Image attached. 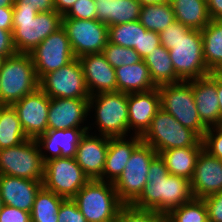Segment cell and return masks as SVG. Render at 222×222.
<instances>
[{"label":"cell","mask_w":222,"mask_h":222,"mask_svg":"<svg viewBox=\"0 0 222 222\" xmlns=\"http://www.w3.org/2000/svg\"><path fill=\"white\" fill-rule=\"evenodd\" d=\"M13 8L35 9L37 12L56 11L53 0H15Z\"/></svg>","instance_id":"f6af8a7d"},{"label":"cell","mask_w":222,"mask_h":222,"mask_svg":"<svg viewBox=\"0 0 222 222\" xmlns=\"http://www.w3.org/2000/svg\"><path fill=\"white\" fill-rule=\"evenodd\" d=\"M175 18L184 26L202 30L210 23L206 0H171Z\"/></svg>","instance_id":"83f0119b"},{"label":"cell","mask_w":222,"mask_h":222,"mask_svg":"<svg viewBox=\"0 0 222 222\" xmlns=\"http://www.w3.org/2000/svg\"><path fill=\"white\" fill-rule=\"evenodd\" d=\"M201 34L205 64L212 72L222 64V20H211Z\"/></svg>","instance_id":"4dcf8cb0"},{"label":"cell","mask_w":222,"mask_h":222,"mask_svg":"<svg viewBox=\"0 0 222 222\" xmlns=\"http://www.w3.org/2000/svg\"><path fill=\"white\" fill-rule=\"evenodd\" d=\"M95 0H77L62 19H96Z\"/></svg>","instance_id":"f35d334b"},{"label":"cell","mask_w":222,"mask_h":222,"mask_svg":"<svg viewBox=\"0 0 222 222\" xmlns=\"http://www.w3.org/2000/svg\"><path fill=\"white\" fill-rule=\"evenodd\" d=\"M142 142L152 146L157 153L187 146H203L202 139L184 127L170 113L160 108L149 128L141 136Z\"/></svg>","instance_id":"8992f818"},{"label":"cell","mask_w":222,"mask_h":222,"mask_svg":"<svg viewBox=\"0 0 222 222\" xmlns=\"http://www.w3.org/2000/svg\"><path fill=\"white\" fill-rule=\"evenodd\" d=\"M89 115V98H50L48 130L89 128L81 124Z\"/></svg>","instance_id":"2e32d148"},{"label":"cell","mask_w":222,"mask_h":222,"mask_svg":"<svg viewBox=\"0 0 222 222\" xmlns=\"http://www.w3.org/2000/svg\"><path fill=\"white\" fill-rule=\"evenodd\" d=\"M77 0H53L56 12L64 16Z\"/></svg>","instance_id":"681fc988"},{"label":"cell","mask_w":222,"mask_h":222,"mask_svg":"<svg viewBox=\"0 0 222 222\" xmlns=\"http://www.w3.org/2000/svg\"><path fill=\"white\" fill-rule=\"evenodd\" d=\"M217 96L221 112V126H222V81H220L218 78H217Z\"/></svg>","instance_id":"f907efd6"},{"label":"cell","mask_w":222,"mask_h":222,"mask_svg":"<svg viewBox=\"0 0 222 222\" xmlns=\"http://www.w3.org/2000/svg\"><path fill=\"white\" fill-rule=\"evenodd\" d=\"M202 149L203 146H187L168 149L158 154L164 160L170 175L181 176L191 180Z\"/></svg>","instance_id":"4316f807"},{"label":"cell","mask_w":222,"mask_h":222,"mask_svg":"<svg viewBox=\"0 0 222 222\" xmlns=\"http://www.w3.org/2000/svg\"><path fill=\"white\" fill-rule=\"evenodd\" d=\"M28 139H37L48 130L50 97L40 88L12 104Z\"/></svg>","instance_id":"9a60e30c"},{"label":"cell","mask_w":222,"mask_h":222,"mask_svg":"<svg viewBox=\"0 0 222 222\" xmlns=\"http://www.w3.org/2000/svg\"><path fill=\"white\" fill-rule=\"evenodd\" d=\"M96 20L108 27L139 20L142 5L137 0H95Z\"/></svg>","instance_id":"d4e9b609"},{"label":"cell","mask_w":222,"mask_h":222,"mask_svg":"<svg viewBox=\"0 0 222 222\" xmlns=\"http://www.w3.org/2000/svg\"><path fill=\"white\" fill-rule=\"evenodd\" d=\"M65 198L42 187L36 194L31 222H58V210Z\"/></svg>","instance_id":"d6a6232c"},{"label":"cell","mask_w":222,"mask_h":222,"mask_svg":"<svg viewBox=\"0 0 222 222\" xmlns=\"http://www.w3.org/2000/svg\"><path fill=\"white\" fill-rule=\"evenodd\" d=\"M209 222H222V191L203 198Z\"/></svg>","instance_id":"b9f144b4"},{"label":"cell","mask_w":222,"mask_h":222,"mask_svg":"<svg viewBox=\"0 0 222 222\" xmlns=\"http://www.w3.org/2000/svg\"><path fill=\"white\" fill-rule=\"evenodd\" d=\"M39 88L50 98H90L78 58L44 75Z\"/></svg>","instance_id":"4fadbf2b"},{"label":"cell","mask_w":222,"mask_h":222,"mask_svg":"<svg viewBox=\"0 0 222 222\" xmlns=\"http://www.w3.org/2000/svg\"><path fill=\"white\" fill-rule=\"evenodd\" d=\"M191 190L194 198L203 199L222 191V160L202 149L199 153Z\"/></svg>","instance_id":"e0dca14e"},{"label":"cell","mask_w":222,"mask_h":222,"mask_svg":"<svg viewBox=\"0 0 222 222\" xmlns=\"http://www.w3.org/2000/svg\"><path fill=\"white\" fill-rule=\"evenodd\" d=\"M0 29L13 32V7H0Z\"/></svg>","instance_id":"7dc6e473"},{"label":"cell","mask_w":222,"mask_h":222,"mask_svg":"<svg viewBox=\"0 0 222 222\" xmlns=\"http://www.w3.org/2000/svg\"><path fill=\"white\" fill-rule=\"evenodd\" d=\"M15 0H0V7H13Z\"/></svg>","instance_id":"db71d44e"},{"label":"cell","mask_w":222,"mask_h":222,"mask_svg":"<svg viewBox=\"0 0 222 222\" xmlns=\"http://www.w3.org/2000/svg\"><path fill=\"white\" fill-rule=\"evenodd\" d=\"M90 180L74 157H59L44 162L43 187L65 199H72Z\"/></svg>","instance_id":"8fae6325"},{"label":"cell","mask_w":222,"mask_h":222,"mask_svg":"<svg viewBox=\"0 0 222 222\" xmlns=\"http://www.w3.org/2000/svg\"><path fill=\"white\" fill-rule=\"evenodd\" d=\"M189 28L178 22L171 23L166 29L159 33L161 45L166 49H172L174 44Z\"/></svg>","instance_id":"60d3db41"},{"label":"cell","mask_w":222,"mask_h":222,"mask_svg":"<svg viewBox=\"0 0 222 222\" xmlns=\"http://www.w3.org/2000/svg\"><path fill=\"white\" fill-rule=\"evenodd\" d=\"M27 139L13 106L0 105V150L18 146Z\"/></svg>","instance_id":"f546056e"},{"label":"cell","mask_w":222,"mask_h":222,"mask_svg":"<svg viewBox=\"0 0 222 222\" xmlns=\"http://www.w3.org/2000/svg\"><path fill=\"white\" fill-rule=\"evenodd\" d=\"M101 53L114 69L122 65H132L143 60L133 48L114 45L110 42H107Z\"/></svg>","instance_id":"d590c367"},{"label":"cell","mask_w":222,"mask_h":222,"mask_svg":"<svg viewBox=\"0 0 222 222\" xmlns=\"http://www.w3.org/2000/svg\"><path fill=\"white\" fill-rule=\"evenodd\" d=\"M194 100L199 118L207 127L221 126V112L217 96V77L211 72L191 80Z\"/></svg>","instance_id":"ffe728a7"},{"label":"cell","mask_w":222,"mask_h":222,"mask_svg":"<svg viewBox=\"0 0 222 222\" xmlns=\"http://www.w3.org/2000/svg\"><path fill=\"white\" fill-rule=\"evenodd\" d=\"M149 68L150 77L153 83L158 87L163 84L178 83L181 80L175 73L169 50L160 45L144 59Z\"/></svg>","instance_id":"f1b7e54d"},{"label":"cell","mask_w":222,"mask_h":222,"mask_svg":"<svg viewBox=\"0 0 222 222\" xmlns=\"http://www.w3.org/2000/svg\"><path fill=\"white\" fill-rule=\"evenodd\" d=\"M167 218L168 222H209L205 202L198 198L172 209Z\"/></svg>","instance_id":"e575fe53"},{"label":"cell","mask_w":222,"mask_h":222,"mask_svg":"<svg viewBox=\"0 0 222 222\" xmlns=\"http://www.w3.org/2000/svg\"><path fill=\"white\" fill-rule=\"evenodd\" d=\"M89 131V128L47 130L36 139L43 162L62 156L75 157L80 138ZM42 149H46L49 154L52 153L51 156H47Z\"/></svg>","instance_id":"603a6c76"},{"label":"cell","mask_w":222,"mask_h":222,"mask_svg":"<svg viewBox=\"0 0 222 222\" xmlns=\"http://www.w3.org/2000/svg\"><path fill=\"white\" fill-rule=\"evenodd\" d=\"M144 28L160 33L176 21L170 1L162 4L144 5L138 20Z\"/></svg>","instance_id":"1f68e13d"},{"label":"cell","mask_w":222,"mask_h":222,"mask_svg":"<svg viewBox=\"0 0 222 222\" xmlns=\"http://www.w3.org/2000/svg\"><path fill=\"white\" fill-rule=\"evenodd\" d=\"M78 59L90 96L102 92H117L115 69L102 53L87 54Z\"/></svg>","instance_id":"d6986e66"},{"label":"cell","mask_w":222,"mask_h":222,"mask_svg":"<svg viewBox=\"0 0 222 222\" xmlns=\"http://www.w3.org/2000/svg\"><path fill=\"white\" fill-rule=\"evenodd\" d=\"M43 182L14 176L0 175V196L3 205L32 211L36 194Z\"/></svg>","instance_id":"7402d4cb"},{"label":"cell","mask_w":222,"mask_h":222,"mask_svg":"<svg viewBox=\"0 0 222 222\" xmlns=\"http://www.w3.org/2000/svg\"><path fill=\"white\" fill-rule=\"evenodd\" d=\"M158 91L161 108L202 139L208 128L199 118L191 80L163 84L158 86Z\"/></svg>","instance_id":"52a82bcc"},{"label":"cell","mask_w":222,"mask_h":222,"mask_svg":"<svg viewBox=\"0 0 222 222\" xmlns=\"http://www.w3.org/2000/svg\"><path fill=\"white\" fill-rule=\"evenodd\" d=\"M16 53L12 32L0 29V60Z\"/></svg>","instance_id":"bcb514c9"},{"label":"cell","mask_w":222,"mask_h":222,"mask_svg":"<svg viewBox=\"0 0 222 222\" xmlns=\"http://www.w3.org/2000/svg\"><path fill=\"white\" fill-rule=\"evenodd\" d=\"M157 154L144 142L133 150L124 171L113 183L117 197L124 205H131L143 192L151 161Z\"/></svg>","instance_id":"9c48e42d"},{"label":"cell","mask_w":222,"mask_h":222,"mask_svg":"<svg viewBox=\"0 0 222 222\" xmlns=\"http://www.w3.org/2000/svg\"><path fill=\"white\" fill-rule=\"evenodd\" d=\"M39 88L29 53H15L0 60V105H12Z\"/></svg>","instance_id":"3957f363"},{"label":"cell","mask_w":222,"mask_h":222,"mask_svg":"<svg viewBox=\"0 0 222 222\" xmlns=\"http://www.w3.org/2000/svg\"><path fill=\"white\" fill-rule=\"evenodd\" d=\"M203 149L222 160V126L209 127L203 138Z\"/></svg>","instance_id":"74e56055"},{"label":"cell","mask_w":222,"mask_h":222,"mask_svg":"<svg viewBox=\"0 0 222 222\" xmlns=\"http://www.w3.org/2000/svg\"><path fill=\"white\" fill-rule=\"evenodd\" d=\"M160 108L158 87L145 92L128 93L129 131L132 129L134 135L142 136Z\"/></svg>","instance_id":"44dd1931"},{"label":"cell","mask_w":222,"mask_h":222,"mask_svg":"<svg viewBox=\"0 0 222 222\" xmlns=\"http://www.w3.org/2000/svg\"><path fill=\"white\" fill-rule=\"evenodd\" d=\"M75 58L101 53L108 42V26L96 19H62Z\"/></svg>","instance_id":"7c38bea8"},{"label":"cell","mask_w":222,"mask_h":222,"mask_svg":"<svg viewBox=\"0 0 222 222\" xmlns=\"http://www.w3.org/2000/svg\"><path fill=\"white\" fill-rule=\"evenodd\" d=\"M58 222H87L72 199H65L58 210Z\"/></svg>","instance_id":"ab89813d"},{"label":"cell","mask_w":222,"mask_h":222,"mask_svg":"<svg viewBox=\"0 0 222 222\" xmlns=\"http://www.w3.org/2000/svg\"><path fill=\"white\" fill-rule=\"evenodd\" d=\"M212 73L220 80L222 81V64L219 65L216 69L212 71Z\"/></svg>","instance_id":"f5cc1de1"},{"label":"cell","mask_w":222,"mask_h":222,"mask_svg":"<svg viewBox=\"0 0 222 222\" xmlns=\"http://www.w3.org/2000/svg\"><path fill=\"white\" fill-rule=\"evenodd\" d=\"M210 20H222V0H206Z\"/></svg>","instance_id":"c3c4849f"},{"label":"cell","mask_w":222,"mask_h":222,"mask_svg":"<svg viewBox=\"0 0 222 222\" xmlns=\"http://www.w3.org/2000/svg\"><path fill=\"white\" fill-rule=\"evenodd\" d=\"M109 138V146L101 181L114 183L124 171L133 150L142 142L141 136Z\"/></svg>","instance_id":"cb8c5ba5"},{"label":"cell","mask_w":222,"mask_h":222,"mask_svg":"<svg viewBox=\"0 0 222 222\" xmlns=\"http://www.w3.org/2000/svg\"><path fill=\"white\" fill-rule=\"evenodd\" d=\"M87 222H116L124 205L113 183L98 179L89 180L72 198Z\"/></svg>","instance_id":"277c9868"},{"label":"cell","mask_w":222,"mask_h":222,"mask_svg":"<svg viewBox=\"0 0 222 222\" xmlns=\"http://www.w3.org/2000/svg\"><path fill=\"white\" fill-rule=\"evenodd\" d=\"M30 55L39 80L75 59L67 32L63 27L44 39Z\"/></svg>","instance_id":"5bb4252c"},{"label":"cell","mask_w":222,"mask_h":222,"mask_svg":"<svg viewBox=\"0 0 222 222\" xmlns=\"http://www.w3.org/2000/svg\"><path fill=\"white\" fill-rule=\"evenodd\" d=\"M0 175L43 182L44 162L36 139L0 150Z\"/></svg>","instance_id":"30bf717a"},{"label":"cell","mask_w":222,"mask_h":222,"mask_svg":"<svg viewBox=\"0 0 222 222\" xmlns=\"http://www.w3.org/2000/svg\"><path fill=\"white\" fill-rule=\"evenodd\" d=\"M115 75L119 92H145L157 87L150 77L149 68L144 60L116 68Z\"/></svg>","instance_id":"484cf974"},{"label":"cell","mask_w":222,"mask_h":222,"mask_svg":"<svg viewBox=\"0 0 222 222\" xmlns=\"http://www.w3.org/2000/svg\"><path fill=\"white\" fill-rule=\"evenodd\" d=\"M142 6L152 4H162L168 2V0H137Z\"/></svg>","instance_id":"816d5d0a"},{"label":"cell","mask_w":222,"mask_h":222,"mask_svg":"<svg viewBox=\"0 0 222 222\" xmlns=\"http://www.w3.org/2000/svg\"><path fill=\"white\" fill-rule=\"evenodd\" d=\"M193 198L190 180L170 175L164 160L157 154L151 161L143 192L131 205L168 214Z\"/></svg>","instance_id":"6da1fadb"},{"label":"cell","mask_w":222,"mask_h":222,"mask_svg":"<svg viewBox=\"0 0 222 222\" xmlns=\"http://www.w3.org/2000/svg\"><path fill=\"white\" fill-rule=\"evenodd\" d=\"M141 31H147V29L138 20L109 26L108 42L133 48L140 55Z\"/></svg>","instance_id":"836d02e7"},{"label":"cell","mask_w":222,"mask_h":222,"mask_svg":"<svg viewBox=\"0 0 222 222\" xmlns=\"http://www.w3.org/2000/svg\"><path fill=\"white\" fill-rule=\"evenodd\" d=\"M91 109H95L96 121L93 124L96 123L99 135L109 138L128 136V93L117 91L92 95L89 113Z\"/></svg>","instance_id":"5b68a950"},{"label":"cell","mask_w":222,"mask_h":222,"mask_svg":"<svg viewBox=\"0 0 222 222\" xmlns=\"http://www.w3.org/2000/svg\"><path fill=\"white\" fill-rule=\"evenodd\" d=\"M2 200H1V196H0V210H1V207H2Z\"/></svg>","instance_id":"11a10c76"},{"label":"cell","mask_w":222,"mask_h":222,"mask_svg":"<svg viewBox=\"0 0 222 222\" xmlns=\"http://www.w3.org/2000/svg\"><path fill=\"white\" fill-rule=\"evenodd\" d=\"M0 222H31V213L9 205H2Z\"/></svg>","instance_id":"7bdbcfd3"},{"label":"cell","mask_w":222,"mask_h":222,"mask_svg":"<svg viewBox=\"0 0 222 222\" xmlns=\"http://www.w3.org/2000/svg\"><path fill=\"white\" fill-rule=\"evenodd\" d=\"M116 222H168V218L164 213L123 205L118 212Z\"/></svg>","instance_id":"8d00e7d4"},{"label":"cell","mask_w":222,"mask_h":222,"mask_svg":"<svg viewBox=\"0 0 222 222\" xmlns=\"http://www.w3.org/2000/svg\"><path fill=\"white\" fill-rule=\"evenodd\" d=\"M169 55L181 81L195 80L211 73L205 64L200 30L189 28L172 44Z\"/></svg>","instance_id":"ba28073f"},{"label":"cell","mask_w":222,"mask_h":222,"mask_svg":"<svg viewBox=\"0 0 222 222\" xmlns=\"http://www.w3.org/2000/svg\"><path fill=\"white\" fill-rule=\"evenodd\" d=\"M56 11L13 8V43L17 53H31L44 39L62 27Z\"/></svg>","instance_id":"7a4b0ae2"},{"label":"cell","mask_w":222,"mask_h":222,"mask_svg":"<svg viewBox=\"0 0 222 222\" xmlns=\"http://www.w3.org/2000/svg\"><path fill=\"white\" fill-rule=\"evenodd\" d=\"M160 45L159 33L150 30L141 31L140 56L142 59Z\"/></svg>","instance_id":"ee69618b"},{"label":"cell","mask_w":222,"mask_h":222,"mask_svg":"<svg viewBox=\"0 0 222 222\" xmlns=\"http://www.w3.org/2000/svg\"><path fill=\"white\" fill-rule=\"evenodd\" d=\"M109 146V137L85 132L76 148L75 160L92 179L102 176Z\"/></svg>","instance_id":"ac0fdd59"}]
</instances>
